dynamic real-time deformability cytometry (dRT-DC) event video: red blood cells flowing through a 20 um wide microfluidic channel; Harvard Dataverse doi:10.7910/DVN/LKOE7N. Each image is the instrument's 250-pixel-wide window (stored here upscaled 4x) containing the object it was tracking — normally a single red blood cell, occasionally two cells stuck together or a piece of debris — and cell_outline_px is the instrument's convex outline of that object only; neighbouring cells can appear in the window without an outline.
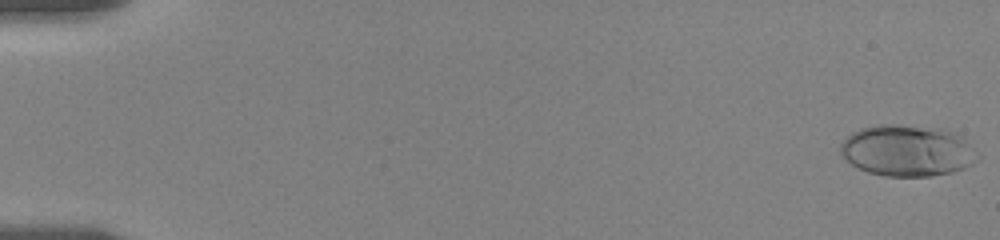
{"species": "human", "species_latin": "Homo sapiens", "temperature_condition": "room temperature", "stored_images_in_passage": 58, "camera_frame_rate_fps": 3000, "um_per_image_px": 0.085, "donor": {"sex": "female"}, "frame": {"image": 1, "passage_image": 1, "time_ms": 0.0, "image_size_px": [1000, 240], "cell_outline_px": [[980, 156], [972, 164], [964, 168], [952, 172], [928, 176], [888, 176], [868, 172], [844, 160], [840, 152], [840, 144], [852, 132], [860, 128], [880, 124], [892, 124], [940, 128], [956, 132]], "centroid_in_image_um": [77.1, 12.79], "position_along_channel_um": 7.9, "area_um2": 40.92}}
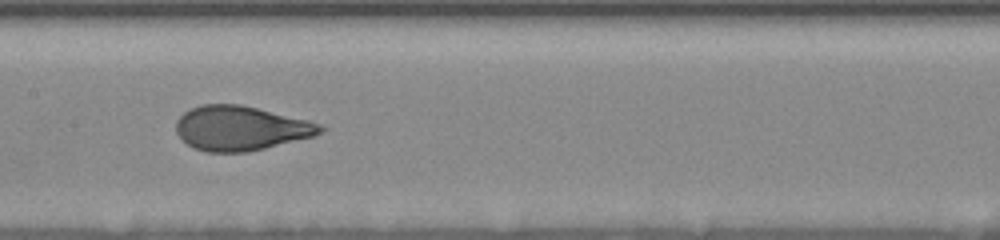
{"frame": {"image": 2, "passage_image": 30, "time_ms": 9.667, "image_size_px": [1000, 240], "cell_outline_px": [[324, 128], [316, 136], [248, 152], [204, 152], [192, 148], [176, 132], [176, 120], [184, 112], [200, 104], [240, 104], [308, 120], [320, 124]], "centroid_in_image_um": [20.44, 10.9], "position_along_channel_um": 187.0, "area_um2": 37.4}}
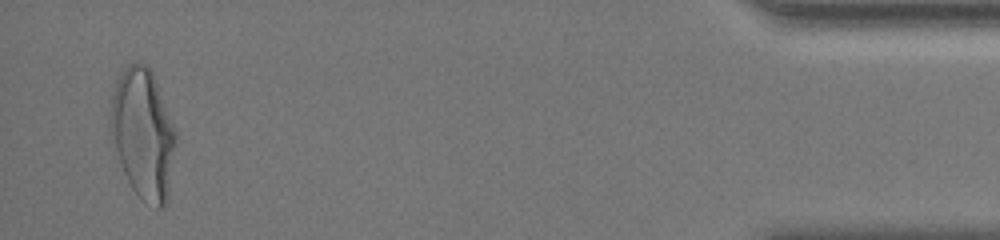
{"frame": {"image": 3, "passage_image": 56, "time_ms": 18.333, "image_size_px": [1000, 240], "cell_outline_px": [[176, 144], [168, 200], [160, 208], [156, 208], [140, 196], [132, 188], [124, 172], [108, 128], [112, 96], [116, 80], [124, 68], [128, 64], [144, 64], [152, 72], [176, 132]], "centroid_in_image_um": [12.15, 11.37], "position_along_channel_um": 423.0, "area_um2": 48.96}, "authors_computed_cell_mechanics": {"area_um2": 37.4255, "velocity_mm_per_s": 3.541, "shape_relaxation_time_tau1_ms": 3.7457, "shape_relaxation_time_tau2_ms": null, "deformation_change_tau1": 0.1868, "deformation_change_tau2": null}}